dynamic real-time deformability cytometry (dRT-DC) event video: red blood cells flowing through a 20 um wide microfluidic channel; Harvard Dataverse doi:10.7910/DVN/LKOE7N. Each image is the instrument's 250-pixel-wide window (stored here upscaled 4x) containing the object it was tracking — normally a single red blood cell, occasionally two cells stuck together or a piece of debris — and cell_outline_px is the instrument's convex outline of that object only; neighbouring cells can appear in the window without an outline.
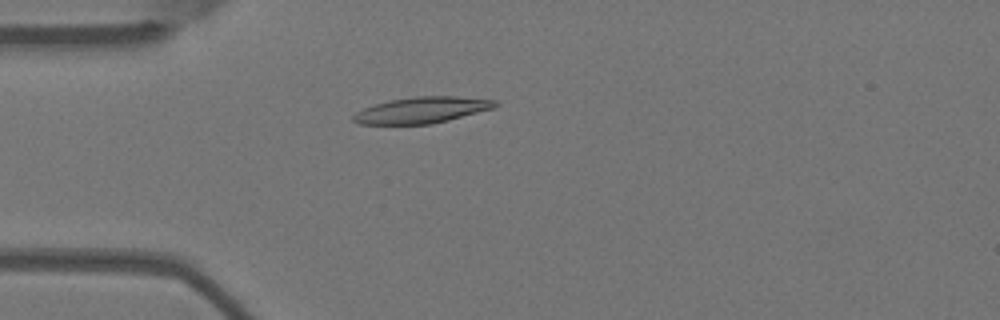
{"species": "Egyptian fruit bat (a non-hibernating species)", "species_latin": "Rousettus aegyptiacus", "temperature_condition": "warm", "stored_images_in_passage": 3, "camera_frame_rate_fps": 3000, "um_per_image_px": 0.085, "animal": {"sex": "female"}, "frame": {"image": 1, "passage_image": 3, "time_ms": 0.667, "image_size_px": [1000, 320], "cell_outline_px": [[500, 104], [492, 108], [448, 120], [432, 124], [360, 124], [352, 120], [352, 116], [356, 112], [364, 108], [388, 100], [416, 96], [456, 96], [496, 100]], "centroid_in_image_um": [35.84, 9.35], "position_along_channel_um": 49.2, "area_um2": 21.5}}